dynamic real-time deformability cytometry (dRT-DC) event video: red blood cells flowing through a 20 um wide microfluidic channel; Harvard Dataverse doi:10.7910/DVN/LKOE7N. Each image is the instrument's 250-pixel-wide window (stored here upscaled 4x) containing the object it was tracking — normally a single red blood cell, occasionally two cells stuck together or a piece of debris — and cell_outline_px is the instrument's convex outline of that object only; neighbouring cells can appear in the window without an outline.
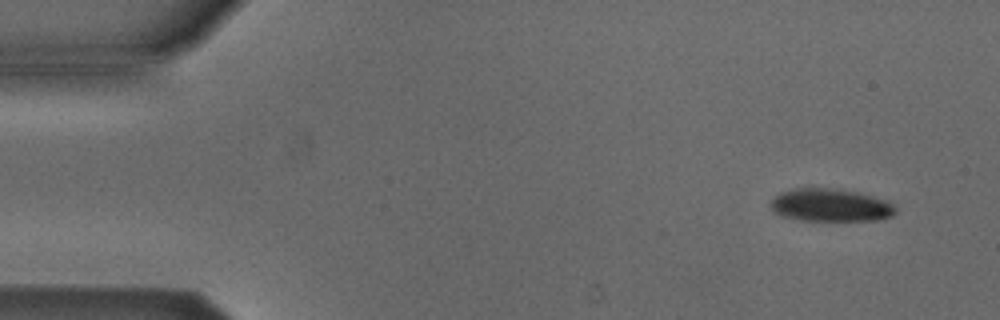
{"species": "Egyptian fruit bat (a non-hibernating species)", "species_latin": "Rousettus aegyptiacus", "temperature_condition": "cold", "stored_images_in_passage": 9, "camera_frame_rate_fps": 3000, "um_per_image_px": 0.085, "animal": {"sex": "male"}, "frame": {"image": 1, "passage_image": 1, "time_ms": 0.0, "image_size_px": [1000, 320], "cell_outline_px": [[896, 212], [892, 216], [880, 220], [800, 220], [784, 216], [776, 212], [772, 208], [772, 200], [780, 192], [796, 188], [832, 188], [856, 192], [872, 196], [884, 200], [892, 204], [896, 208]], "centroid_in_image_um": [70.62, 17.44], "position_along_channel_um": 14.4, "area_um2": 23.52}}